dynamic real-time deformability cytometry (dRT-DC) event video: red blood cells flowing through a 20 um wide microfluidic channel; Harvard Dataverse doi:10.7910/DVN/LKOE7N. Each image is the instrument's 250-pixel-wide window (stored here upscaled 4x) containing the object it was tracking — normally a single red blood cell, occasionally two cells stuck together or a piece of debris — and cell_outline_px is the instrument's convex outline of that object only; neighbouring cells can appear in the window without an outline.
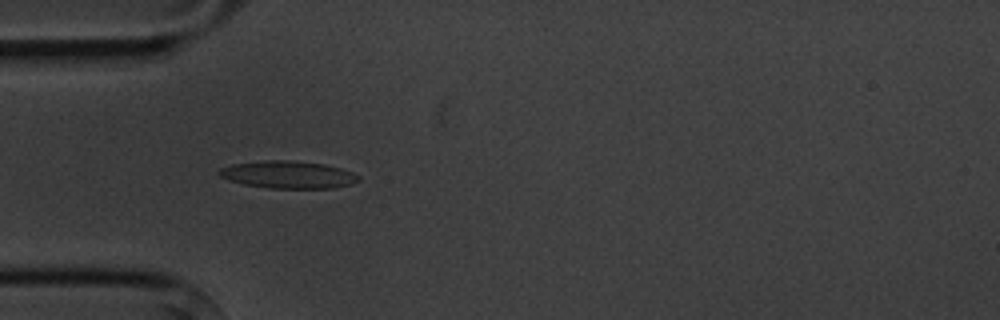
{"species": "common noctule bat (a hibernating species)", "species_latin": "Nyctalus noctula", "temperature_condition": "cold", "stored_images_in_passage": 5, "camera_frame_rate_fps": 3000, "um_per_image_px": 0.085, "animal": {"sex": "male", "body_mass_g": 20.1, "forearm_length_mm": 53.5}, "frame": {"image": 1, "passage_image": 4, "time_ms": 4.667, "image_size_px": [1000, 320], "cell_outline_px": [[360, 180], [352, 184], [332, 188], [268, 188], [244, 184], [228, 180], [220, 176], [216, 172], [220, 168], [232, 164], [264, 160], [292, 160], [324, 164], [340, 168], [352, 172], [360, 176]], "centroid_in_image_um": [24.48, 14.84], "position_along_channel_um": 60.5, "area_um2": 22.37}}
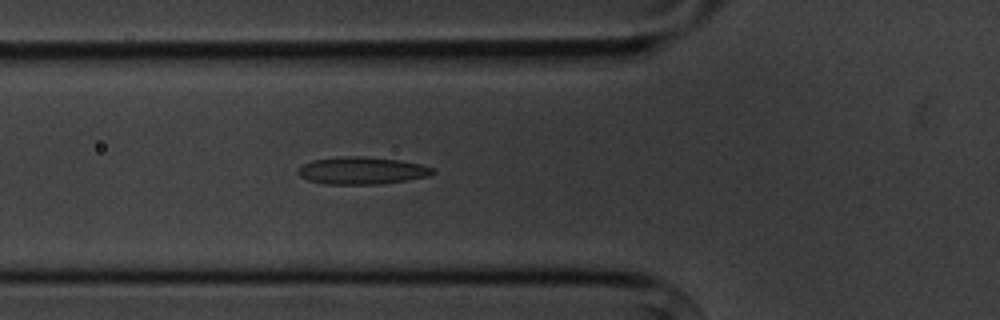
{"frame": {"image": 2, "passage_image": 5, "time_ms": 5.667, "image_size_px": [1000, 320], "cell_outline_px": [[436, 172], [428, 176], [380, 184], [324, 184], [308, 180], [300, 176], [296, 172], [304, 164], [312, 160], [340, 156], [364, 156], [400, 160], [420, 164], [436, 168]], "centroid_in_image_um": [30.77, 14.49], "position_along_channel_um": 95.0, "area_um2": 21.5}}